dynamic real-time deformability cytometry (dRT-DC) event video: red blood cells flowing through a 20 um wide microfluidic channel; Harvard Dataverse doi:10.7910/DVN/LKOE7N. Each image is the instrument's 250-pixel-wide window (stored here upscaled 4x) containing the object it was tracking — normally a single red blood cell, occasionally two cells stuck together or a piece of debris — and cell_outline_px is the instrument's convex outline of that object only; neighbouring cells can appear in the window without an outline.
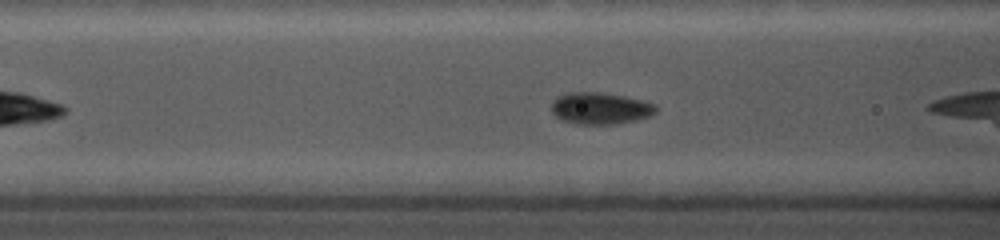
{"species": "common noctule bat (a hibernating species)", "species_latin": "Nyctalus noctula", "temperature_condition": "cold", "stored_images_in_passage": 40, "camera_frame_rate_fps": 5000, "um_per_image_px": 0.085, "animal": {"sex": "female", "body_mass_g": 19.0, "forearm_length_mm": 56.7}, "frame": {"image": 1, "passage_image": 6, "time_ms": 1.0, "image_size_px": [1000, 240], "cell_outline_px": [[656, 112], [652, 116], [636, 120], [616, 124], [576, 124], [560, 120], [552, 112], [552, 100], [556, 96], [568, 92], [600, 92], [624, 96], [644, 100], [656, 104]], "centroid_in_image_um": [51.02, 9.2], "position_along_channel_um": 115.6, "area_um2": 19.65}}
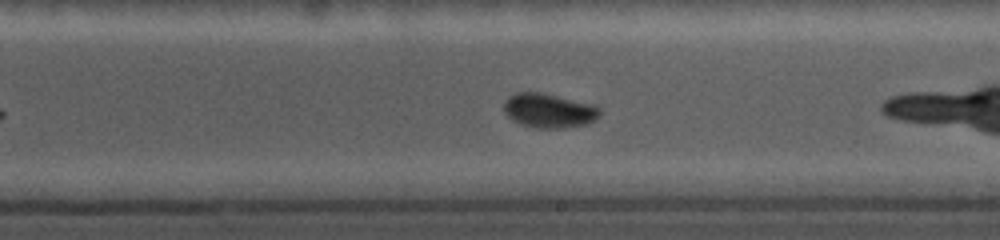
{"frame": {"image": 2, "passage_image": 23, "time_ms": 4.4, "image_size_px": [1000, 240], "cell_outline_px": [[600, 112], [596, 120], [588, 124], [560, 128], [536, 128], [520, 124], [512, 120], [504, 112], [504, 100], [508, 96], [516, 92], [540, 92], [592, 104], [600, 108]], "centroid_in_image_um": [46.63, 9.4], "position_along_channel_um": 242.4, "area_um2": 19.25}}
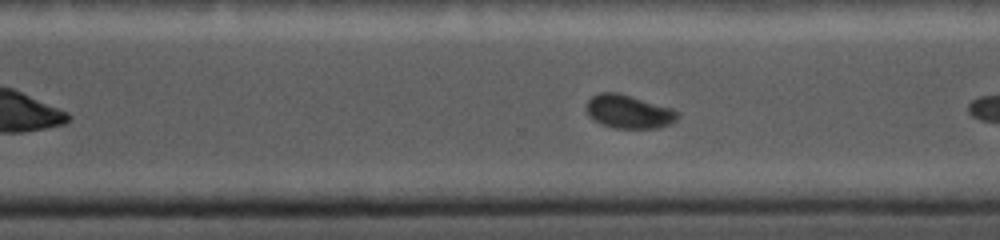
{"frame": {"image": 3, "passage_image": 33, "time_ms": 6.4, "image_size_px": [1000, 240], "cell_outline_px": [[680, 116], [672, 124], [656, 128], [616, 128], [600, 124], [588, 116], [588, 100], [592, 96], [600, 92], [620, 92], [672, 108], [680, 112]], "centroid_in_image_um": [53.48, 9.48], "position_along_channel_um": 317.1, "area_um2": 17.98}}